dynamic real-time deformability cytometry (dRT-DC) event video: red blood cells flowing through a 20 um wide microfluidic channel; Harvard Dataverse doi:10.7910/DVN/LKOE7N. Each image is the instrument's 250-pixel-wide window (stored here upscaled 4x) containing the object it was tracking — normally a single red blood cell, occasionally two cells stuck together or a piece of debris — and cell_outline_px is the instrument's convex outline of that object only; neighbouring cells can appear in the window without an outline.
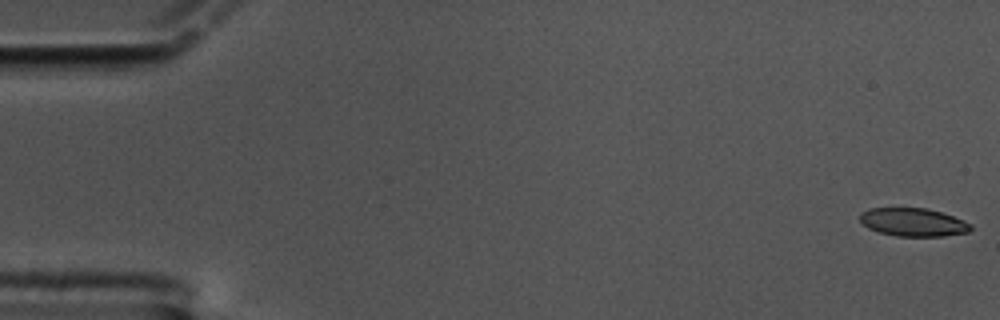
{"species": "common noctule bat (a hibernating species)", "species_latin": "Nyctalus noctula", "temperature_condition": "cold", "stored_images_in_passage": 35, "camera_frame_rate_fps": 3000, "um_per_image_px": 0.085, "animal": {"sex": "male", "body_mass_g": 17.5, "forearm_length_mm": 52.3}, "frame": {"image": 1, "passage_image": 1, "time_ms": 0.0, "image_size_px": [1000, 320], "cell_outline_px": [[972, 228], [968, 232], [944, 236], [896, 236], [880, 232], [868, 228], [860, 220], [860, 212], [868, 208], [924, 208], [940, 212], [952, 216], [972, 224]], "centroid_in_image_um": [77.6, 18.89], "position_along_channel_um": 7.4, "area_um2": 18.09}}
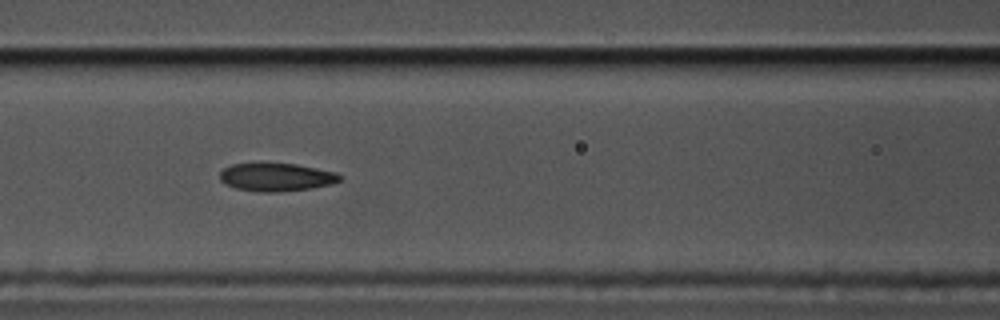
{"frame": {"image": 2, "passage_image": 26, "time_ms": 8.333, "image_size_px": [1000, 320], "cell_outline_px": [[344, 180], [332, 184], [312, 188], [276, 192], [260, 192], [236, 188], [224, 184], [220, 180], [220, 172], [224, 168], [232, 164], [296, 164], [336, 172], [344, 176]], "centroid_in_image_um": [23.54, 15.07], "position_along_channel_um": 143.1, "area_um2": 19.65}}
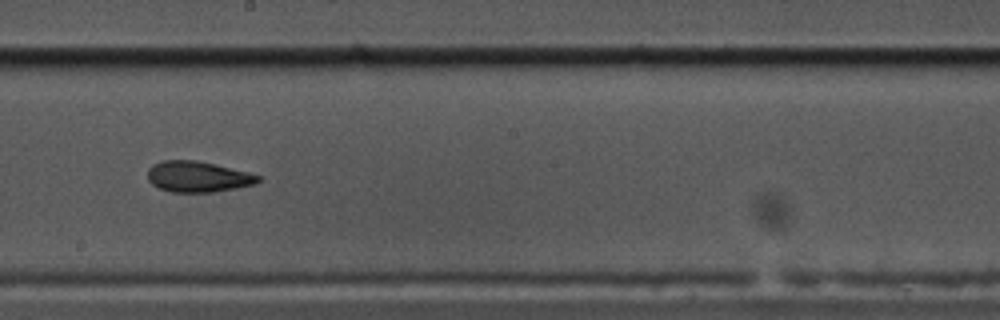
{"frame": {"image": 3, "passage_image": 34, "time_ms": 11.0, "image_size_px": [1000, 320], "cell_outline_px": [[260, 180], [256, 184], [236, 188], [212, 192], [172, 192], [160, 188], [152, 184], [148, 180], [148, 168], [152, 164], [164, 160], [196, 160], [216, 164], [248, 172], [260, 176]], "centroid_in_image_um": [16.81, 15.01], "position_along_channel_um": 231.4, "area_um2": 19.88}}